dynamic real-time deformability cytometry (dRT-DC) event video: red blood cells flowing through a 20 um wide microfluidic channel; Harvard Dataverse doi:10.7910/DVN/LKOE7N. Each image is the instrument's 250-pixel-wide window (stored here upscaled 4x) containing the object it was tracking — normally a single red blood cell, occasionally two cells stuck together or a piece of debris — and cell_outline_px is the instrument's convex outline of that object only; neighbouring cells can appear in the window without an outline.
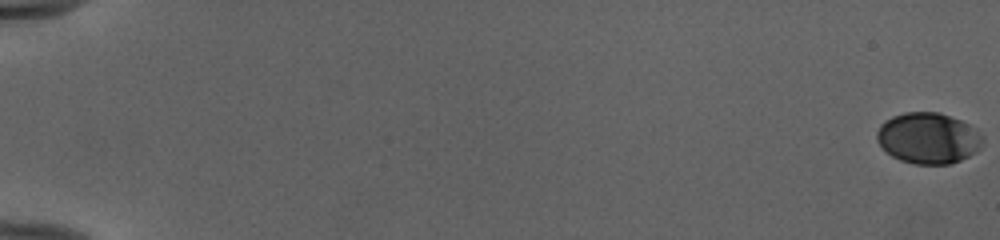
{"species": "human", "species_latin": "Homo sapiens", "temperature_condition": "cold", "stored_images_in_passage": 54, "camera_frame_rate_fps": 3000, "um_per_image_px": 0.085, "donor": {"sex": "female"}, "frame": {"image": 1, "passage_image": 1, "time_ms": 0.0, "image_size_px": [1000, 240], "cell_outline_px": [[984, 140], [980, 148], [976, 152], [952, 164], [916, 164], [900, 160], [892, 156], [876, 140], [876, 132], [880, 124], [884, 120], [892, 116], [904, 112], [940, 112], [960, 120], [976, 128], [984, 136]], "centroid_in_image_um": [78.91, 11.73], "position_along_channel_um": 6.1, "area_um2": 31.73}}
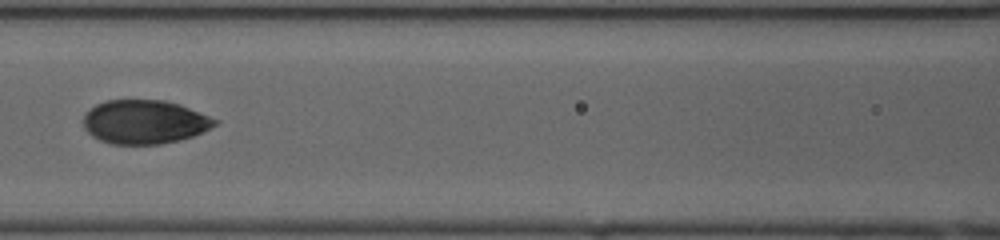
{"frame": {"image": 2, "passage_image": 28, "time_ms": 9.0, "image_size_px": [1000, 240], "cell_outline_px": [[220, 124], [204, 132], [180, 140], [160, 144], [112, 144], [100, 140], [92, 136], [84, 128], [84, 116], [96, 104], [108, 100], [164, 100], [200, 112], [220, 120]], "centroid_in_image_um": [12.33, 10.37], "position_along_channel_um": 154.3, "area_um2": 33.58}}
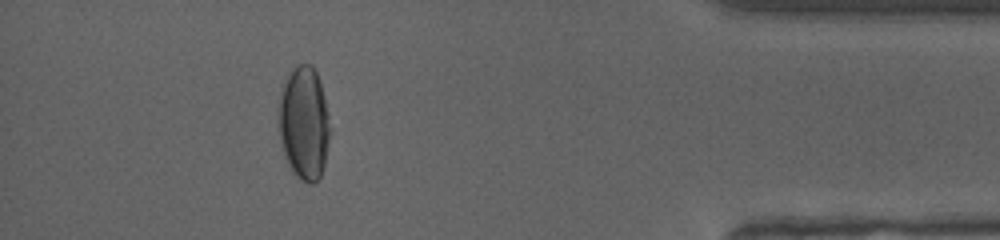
{"frame": {"image": 3, "passage_image": 50, "time_ms": 16.333, "image_size_px": [1000, 240], "cell_outline_px": [[328, 140], [324, 164], [320, 176], [312, 184], [308, 184], [300, 180], [292, 172], [284, 156], [280, 140], [276, 112], [276, 108], [284, 84], [288, 76], [300, 64], [312, 64], [316, 72], [324, 96], [328, 116]], "centroid_in_image_um": [25.79, 10.5], "position_along_channel_um": 409.4, "area_um2": 33.76}, "authors_computed_cell_mechanics": {"area_um2": 33.1772, "velocity_mm_per_s": 3.9986, "shape_relaxation_time_tau1_ms": 4.203, "shape_relaxation_time_tau2_ms": null, "deformation_change_tau1": 0.1603, "deformation_change_tau2": null}}